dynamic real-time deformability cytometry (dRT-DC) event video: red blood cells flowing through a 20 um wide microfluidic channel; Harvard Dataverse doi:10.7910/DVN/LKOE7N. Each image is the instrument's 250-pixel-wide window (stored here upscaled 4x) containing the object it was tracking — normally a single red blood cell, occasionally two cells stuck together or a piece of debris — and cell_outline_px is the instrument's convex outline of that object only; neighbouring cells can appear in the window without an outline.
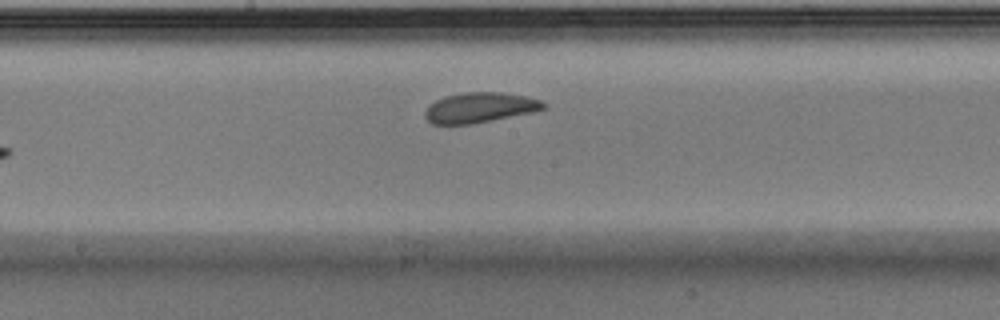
{"species": "Egyptian fruit bat (a non-hibernating species)", "species_latin": "Rousettus aegyptiacus", "temperature_condition": "warm", "stored_images_in_passage": 8, "camera_frame_rate_fps": 3000, "um_per_image_px": 0.085, "animal": {"sex": "male"}, "frame": {"image": 1, "passage_image": 8, "time_ms": 2.333, "image_size_px": [1000, 320], "cell_outline_px": [[548, 104], [544, 108], [532, 112], [472, 124], [432, 124], [424, 116], [424, 112], [436, 100], [444, 96], [464, 92], [500, 92], [528, 96], [540, 100]], "centroid_in_image_um": [40.8, 9.14], "position_along_channel_um": 207.4, "area_um2": 20.75}}